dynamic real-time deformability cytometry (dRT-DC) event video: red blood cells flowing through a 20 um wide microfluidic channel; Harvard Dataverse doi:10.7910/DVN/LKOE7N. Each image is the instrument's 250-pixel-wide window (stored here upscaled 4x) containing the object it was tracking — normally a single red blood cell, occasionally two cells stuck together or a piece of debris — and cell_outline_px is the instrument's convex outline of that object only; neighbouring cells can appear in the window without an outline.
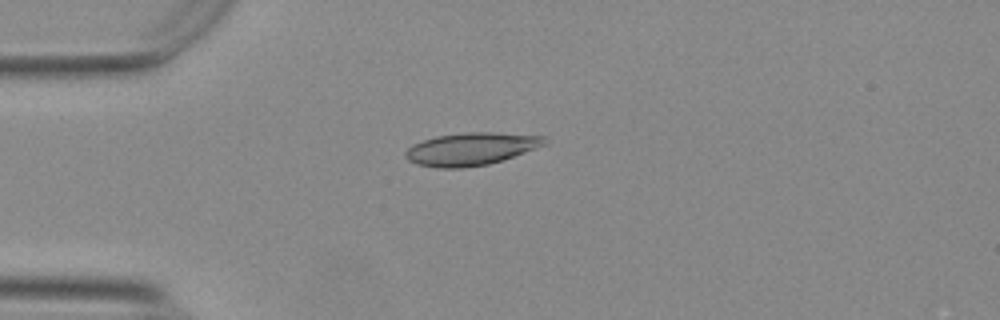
{"species": "Egyptian fruit bat (a non-hibernating species)", "species_latin": "Rousettus aegyptiacus", "temperature_condition": "warm", "stored_images_in_passage": 42, "camera_frame_rate_fps": 3000, "um_per_image_px": 0.085, "animal": {"sex": "female"}, "frame": {"image": 1, "passage_image": 1, "time_ms": 0.0, "image_size_px": [1000, 320], "cell_outline_px": [[548, 144], [504, 160], [488, 164], [460, 168], [436, 168], [416, 164], [408, 160], [404, 156], [404, 152], [412, 144], [436, 136], [464, 132], [492, 132], [544, 136]], "centroid_in_image_um": [40.03, 12.66], "position_along_channel_um": 45.0, "area_um2": 26.65}}
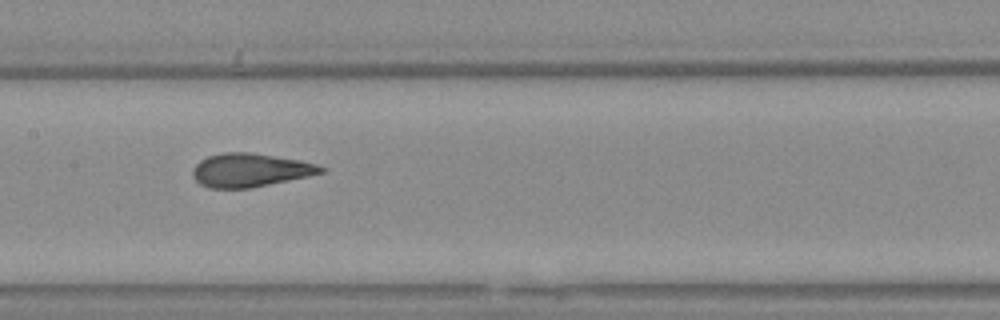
{"frame": {"image": 2, "passage_image": 14, "time_ms": 4.333, "image_size_px": [1000, 320], "cell_outline_px": [[324, 172], [308, 176], [248, 188], [208, 188], [200, 184], [192, 176], [192, 168], [200, 160], [208, 156], [224, 152], [252, 152], [300, 160], [316, 164], [324, 168]], "centroid_in_image_um": [21.22, 14.45], "position_along_channel_um": 186.2, "area_um2": 24.91}}
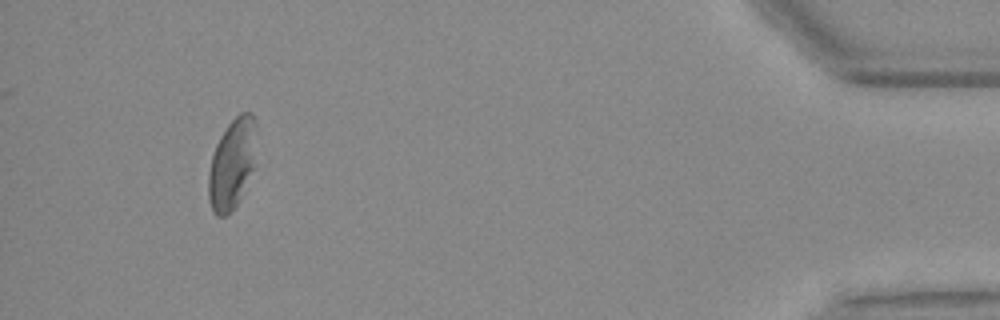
{"frame": {"image": 3, "passage_image": 38, "time_ms": 12.333, "image_size_px": [1000, 320], "cell_outline_px": [[256, 128], [252, 168], [240, 196], [236, 204], [224, 216], [216, 216], [212, 208], [208, 196], [208, 172], [212, 156], [216, 144], [220, 136], [228, 124], [240, 112], [252, 112], [256, 120]], "centroid_in_image_um": [19.69, 13.86], "position_along_channel_um": 415.5, "area_um2": 24.57}, "authors_computed_cell_mechanics": {"area_um2": 25.0852, "velocity_mm_per_s": 3.7151, "shape_relaxation_time_tau1_ms": 4.2615, "shape_relaxation_time_tau2_ms": 1.055, "deformation_change_tau1": 0.182, "deformation_change_tau2": 0.0848}}